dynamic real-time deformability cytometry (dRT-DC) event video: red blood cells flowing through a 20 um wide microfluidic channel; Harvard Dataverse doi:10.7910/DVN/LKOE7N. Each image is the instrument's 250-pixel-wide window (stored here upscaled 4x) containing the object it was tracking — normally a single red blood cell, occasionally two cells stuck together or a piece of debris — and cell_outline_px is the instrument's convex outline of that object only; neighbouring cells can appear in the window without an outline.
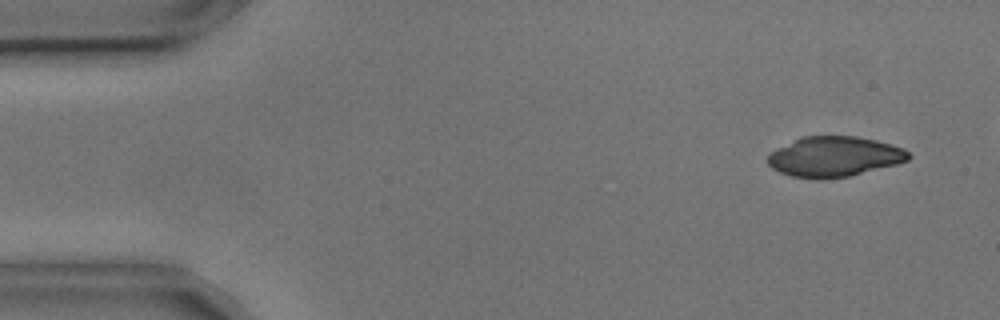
{"species": "common noctule bat (a hibernating species)", "species_latin": "Nyctalus noctula", "temperature_condition": "cold", "stored_images_in_passage": 5, "camera_frame_rate_fps": 3000, "um_per_image_px": 0.085, "animal": {"sex": "male", "body_mass_g": 17.9, "forearm_length_mm": 54.2}, "frame": {"image": 1, "passage_image": 1, "time_ms": 0.0, "image_size_px": [1000, 320], "cell_outline_px": [[912, 156], [908, 160], [896, 164], [848, 176], [820, 180], [792, 176], [780, 172], [772, 168], [768, 164], [768, 152], [804, 136], [856, 136], [876, 140], [904, 148]], "centroid_in_image_um": [70.91, 13.32], "position_along_channel_um": 14.1, "area_um2": 32.89}}